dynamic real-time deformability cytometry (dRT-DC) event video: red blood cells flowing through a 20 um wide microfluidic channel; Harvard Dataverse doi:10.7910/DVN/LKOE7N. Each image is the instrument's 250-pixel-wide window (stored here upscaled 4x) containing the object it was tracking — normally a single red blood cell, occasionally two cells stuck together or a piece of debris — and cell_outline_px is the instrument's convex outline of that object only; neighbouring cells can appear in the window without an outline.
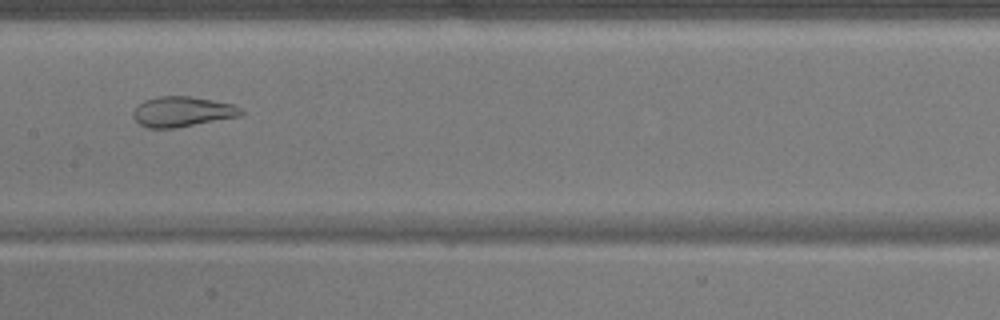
{"species": "common noctule bat (a hibernating species)", "species_latin": "Nyctalus noctula", "temperature_condition": "warm", "stored_images_in_passage": 31, "camera_frame_rate_fps": 3000, "um_per_image_px": 0.085, "animal": {"sex": "male", "body_mass_g": 17.9}, "frame": {"image": 1, "passage_image": 18, "time_ms": 5.667, "image_size_px": [1000, 320], "cell_outline_px": [[244, 112], [240, 116], [172, 128], [148, 128], [140, 124], [132, 116], [132, 112], [136, 104], [144, 100], [160, 96], [188, 96], [212, 100], [232, 104], [240, 108]], "centroid_in_image_um": [15.44, 9.48], "position_along_channel_um": 192.0, "area_um2": 18.84}}